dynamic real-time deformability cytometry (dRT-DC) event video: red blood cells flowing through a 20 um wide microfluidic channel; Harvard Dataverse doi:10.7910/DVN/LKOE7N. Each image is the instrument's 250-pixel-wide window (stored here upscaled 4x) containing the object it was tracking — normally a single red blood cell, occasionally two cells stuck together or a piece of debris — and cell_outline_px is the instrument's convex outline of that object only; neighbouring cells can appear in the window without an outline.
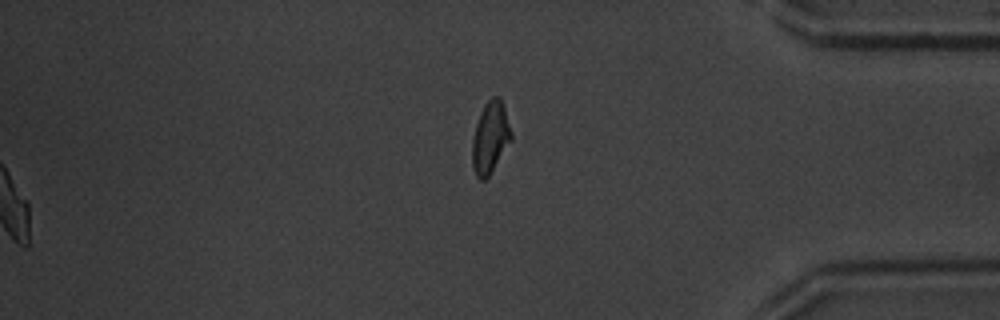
{"species": "common noctule bat (a hibernating species)", "species_latin": "Nyctalus noctula", "temperature_condition": "warm", "stored_images_in_passage": 51, "segment_of_instrument_passage": [2, 2], "camera_frame_rate_fps": 3000, "um_per_image_px": 0.085, "animal": {"sex": "male", "body_mass_g": 20.1, "forearm_length_mm": 53.5}, "frame": {"image": 1, "passage_image": 51, "time_ms": 16.667, "image_size_px": [1000, 320], "cell_outline_px": [[512, 140], [488, 176], [484, 180], [480, 180], [476, 176], [472, 168], [472, 140], [476, 124], [480, 112], [484, 104], [492, 96], [496, 96], [500, 100], [504, 108], [512, 132]], "centroid_in_image_um": [41.66, 11.7], "position_along_channel_um": 393.5, "area_um2": 16.18}}